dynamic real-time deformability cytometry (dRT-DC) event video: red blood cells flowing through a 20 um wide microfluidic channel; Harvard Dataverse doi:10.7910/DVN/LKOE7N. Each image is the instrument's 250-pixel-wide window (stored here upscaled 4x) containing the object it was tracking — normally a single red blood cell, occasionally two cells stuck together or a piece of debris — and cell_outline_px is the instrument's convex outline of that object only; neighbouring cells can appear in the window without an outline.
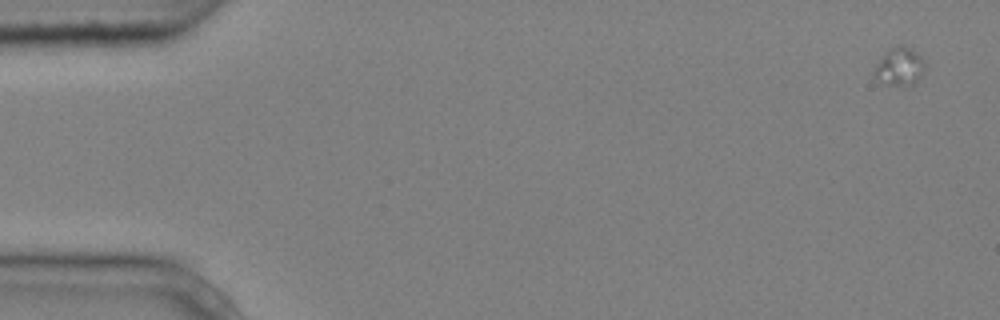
{"species": "common noctule bat (a hibernating species)", "species_latin": "Nyctalus noctula", "temperature_condition": "cold", "stored_images_in_passage": 5, "camera_frame_rate_fps": 3000, "um_per_image_px": 0.085, "animal": {"sex": "male", "body_mass_g": 20.4}, "frame": {"image": 1, "passage_image": 1, "time_ms": 0.0, "image_size_px": [1000, 320], "cell_outline_px": [[924, 68], [920, 76], [912, 84], [884, 84], [876, 80], [872, 72], [880, 56], [888, 48], [900, 44], [916, 52], [920, 56], [924, 64]], "centroid_in_image_um": [76.38, 5.63], "position_along_channel_um": 8.6, "area_um2": 11.1}}